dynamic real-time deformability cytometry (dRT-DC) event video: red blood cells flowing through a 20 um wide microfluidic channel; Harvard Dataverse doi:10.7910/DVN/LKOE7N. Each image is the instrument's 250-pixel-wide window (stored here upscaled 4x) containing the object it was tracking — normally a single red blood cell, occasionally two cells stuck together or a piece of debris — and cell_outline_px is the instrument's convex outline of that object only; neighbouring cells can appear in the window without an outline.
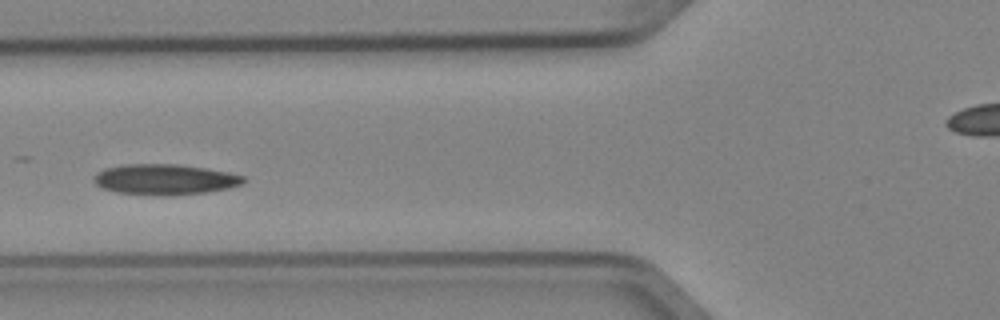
{"species": "Egyptian fruit bat (a non-hibernating species)", "species_latin": "Rousettus aegyptiacus", "temperature_condition": "cold", "stored_images_in_passage": 4, "camera_frame_rate_fps": 3000, "um_per_image_px": 0.085, "animal": {"sex": "female"}, "frame": {"image": 1, "passage_image": 4, "time_ms": 1.0, "image_size_px": [1000, 320], "cell_outline_px": [[248, 180], [244, 184], [228, 188], [204, 192], [168, 196], [116, 192], [104, 188], [96, 184], [92, 180], [92, 176], [96, 172], [104, 168], [124, 164], [180, 164], [228, 172], [244, 176]], "centroid_in_image_um": [14.01, 15.24], "position_along_channel_um": 111.8, "area_um2": 26.82}}